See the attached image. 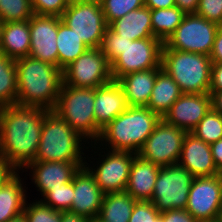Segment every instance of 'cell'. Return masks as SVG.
<instances>
[{"label": "cell", "mask_w": 222, "mask_h": 222, "mask_svg": "<svg viewBox=\"0 0 222 222\" xmlns=\"http://www.w3.org/2000/svg\"><path fill=\"white\" fill-rule=\"evenodd\" d=\"M197 222H216V220H212V221H197Z\"/></svg>", "instance_id": "cell-55"}, {"label": "cell", "mask_w": 222, "mask_h": 222, "mask_svg": "<svg viewBox=\"0 0 222 222\" xmlns=\"http://www.w3.org/2000/svg\"><path fill=\"white\" fill-rule=\"evenodd\" d=\"M33 14L31 0H0V20L3 23L26 21Z\"/></svg>", "instance_id": "cell-32"}, {"label": "cell", "mask_w": 222, "mask_h": 222, "mask_svg": "<svg viewBox=\"0 0 222 222\" xmlns=\"http://www.w3.org/2000/svg\"><path fill=\"white\" fill-rule=\"evenodd\" d=\"M160 166L135 155L130 168L126 192L137 201H150Z\"/></svg>", "instance_id": "cell-21"}, {"label": "cell", "mask_w": 222, "mask_h": 222, "mask_svg": "<svg viewBox=\"0 0 222 222\" xmlns=\"http://www.w3.org/2000/svg\"><path fill=\"white\" fill-rule=\"evenodd\" d=\"M176 6L186 15L197 12L199 0H175Z\"/></svg>", "instance_id": "cell-44"}, {"label": "cell", "mask_w": 222, "mask_h": 222, "mask_svg": "<svg viewBox=\"0 0 222 222\" xmlns=\"http://www.w3.org/2000/svg\"><path fill=\"white\" fill-rule=\"evenodd\" d=\"M162 67L128 73L117 80L123 88L128 106L146 107L151 97L157 73Z\"/></svg>", "instance_id": "cell-22"}, {"label": "cell", "mask_w": 222, "mask_h": 222, "mask_svg": "<svg viewBox=\"0 0 222 222\" xmlns=\"http://www.w3.org/2000/svg\"><path fill=\"white\" fill-rule=\"evenodd\" d=\"M212 108L222 114V91L214 92L211 95Z\"/></svg>", "instance_id": "cell-48"}, {"label": "cell", "mask_w": 222, "mask_h": 222, "mask_svg": "<svg viewBox=\"0 0 222 222\" xmlns=\"http://www.w3.org/2000/svg\"><path fill=\"white\" fill-rule=\"evenodd\" d=\"M160 119L147 107L129 106L101 130L98 142H95L94 146L99 144L97 148L101 150L110 149L137 154Z\"/></svg>", "instance_id": "cell-3"}, {"label": "cell", "mask_w": 222, "mask_h": 222, "mask_svg": "<svg viewBox=\"0 0 222 222\" xmlns=\"http://www.w3.org/2000/svg\"><path fill=\"white\" fill-rule=\"evenodd\" d=\"M124 46L125 37L118 35V33H115L109 26H107L99 49L105 54L110 63L121 54Z\"/></svg>", "instance_id": "cell-36"}, {"label": "cell", "mask_w": 222, "mask_h": 222, "mask_svg": "<svg viewBox=\"0 0 222 222\" xmlns=\"http://www.w3.org/2000/svg\"><path fill=\"white\" fill-rule=\"evenodd\" d=\"M163 45V42L156 37L133 41L125 38L123 51L111 62L113 80L117 81L131 72L162 67Z\"/></svg>", "instance_id": "cell-10"}, {"label": "cell", "mask_w": 222, "mask_h": 222, "mask_svg": "<svg viewBox=\"0 0 222 222\" xmlns=\"http://www.w3.org/2000/svg\"><path fill=\"white\" fill-rule=\"evenodd\" d=\"M56 44L58 48V67L61 70L75 61L89 48L70 27L61 21L59 16Z\"/></svg>", "instance_id": "cell-27"}, {"label": "cell", "mask_w": 222, "mask_h": 222, "mask_svg": "<svg viewBox=\"0 0 222 222\" xmlns=\"http://www.w3.org/2000/svg\"><path fill=\"white\" fill-rule=\"evenodd\" d=\"M99 153V157H102V159L98 160L99 165L96 164L97 166L94 165L92 167L90 166L92 164L85 161L84 166L94 176L95 182L100 190L104 194L125 191L129 180L130 168L136 154L133 152L108 149H106V151L104 150L105 154H103V151Z\"/></svg>", "instance_id": "cell-13"}, {"label": "cell", "mask_w": 222, "mask_h": 222, "mask_svg": "<svg viewBox=\"0 0 222 222\" xmlns=\"http://www.w3.org/2000/svg\"><path fill=\"white\" fill-rule=\"evenodd\" d=\"M191 133L208 144L222 139V114L211 107Z\"/></svg>", "instance_id": "cell-31"}, {"label": "cell", "mask_w": 222, "mask_h": 222, "mask_svg": "<svg viewBox=\"0 0 222 222\" xmlns=\"http://www.w3.org/2000/svg\"><path fill=\"white\" fill-rule=\"evenodd\" d=\"M184 16L177 6L151 10L153 36L164 43L175 32Z\"/></svg>", "instance_id": "cell-30"}, {"label": "cell", "mask_w": 222, "mask_h": 222, "mask_svg": "<svg viewBox=\"0 0 222 222\" xmlns=\"http://www.w3.org/2000/svg\"><path fill=\"white\" fill-rule=\"evenodd\" d=\"M162 69L179 85L182 93L209 94L210 56L181 50L162 49Z\"/></svg>", "instance_id": "cell-5"}, {"label": "cell", "mask_w": 222, "mask_h": 222, "mask_svg": "<svg viewBox=\"0 0 222 222\" xmlns=\"http://www.w3.org/2000/svg\"><path fill=\"white\" fill-rule=\"evenodd\" d=\"M186 133L160 119L137 155L160 167L178 164Z\"/></svg>", "instance_id": "cell-12"}, {"label": "cell", "mask_w": 222, "mask_h": 222, "mask_svg": "<svg viewBox=\"0 0 222 222\" xmlns=\"http://www.w3.org/2000/svg\"><path fill=\"white\" fill-rule=\"evenodd\" d=\"M178 164L194 177H212L218 170L213 161L210 144L191 132L185 135Z\"/></svg>", "instance_id": "cell-19"}, {"label": "cell", "mask_w": 222, "mask_h": 222, "mask_svg": "<svg viewBox=\"0 0 222 222\" xmlns=\"http://www.w3.org/2000/svg\"><path fill=\"white\" fill-rule=\"evenodd\" d=\"M145 6L151 10L176 6L175 0H145Z\"/></svg>", "instance_id": "cell-46"}, {"label": "cell", "mask_w": 222, "mask_h": 222, "mask_svg": "<svg viewBox=\"0 0 222 222\" xmlns=\"http://www.w3.org/2000/svg\"><path fill=\"white\" fill-rule=\"evenodd\" d=\"M29 20L3 23L0 52L10 58L29 56Z\"/></svg>", "instance_id": "cell-24"}, {"label": "cell", "mask_w": 222, "mask_h": 222, "mask_svg": "<svg viewBox=\"0 0 222 222\" xmlns=\"http://www.w3.org/2000/svg\"><path fill=\"white\" fill-rule=\"evenodd\" d=\"M115 33L129 40L150 38L153 36L151 9L143 6L130 11L108 25Z\"/></svg>", "instance_id": "cell-23"}, {"label": "cell", "mask_w": 222, "mask_h": 222, "mask_svg": "<svg viewBox=\"0 0 222 222\" xmlns=\"http://www.w3.org/2000/svg\"><path fill=\"white\" fill-rule=\"evenodd\" d=\"M45 109L18 104L0 108V158L22 171L35 160Z\"/></svg>", "instance_id": "cell-1"}, {"label": "cell", "mask_w": 222, "mask_h": 222, "mask_svg": "<svg viewBox=\"0 0 222 222\" xmlns=\"http://www.w3.org/2000/svg\"><path fill=\"white\" fill-rule=\"evenodd\" d=\"M89 222H104V221L97 216V217L90 218Z\"/></svg>", "instance_id": "cell-52"}, {"label": "cell", "mask_w": 222, "mask_h": 222, "mask_svg": "<svg viewBox=\"0 0 222 222\" xmlns=\"http://www.w3.org/2000/svg\"><path fill=\"white\" fill-rule=\"evenodd\" d=\"M222 204V192L216 176L194 177L186 210L197 221L216 220Z\"/></svg>", "instance_id": "cell-14"}, {"label": "cell", "mask_w": 222, "mask_h": 222, "mask_svg": "<svg viewBox=\"0 0 222 222\" xmlns=\"http://www.w3.org/2000/svg\"><path fill=\"white\" fill-rule=\"evenodd\" d=\"M17 104L54 110L63 83L62 70L30 56L16 59Z\"/></svg>", "instance_id": "cell-2"}, {"label": "cell", "mask_w": 222, "mask_h": 222, "mask_svg": "<svg viewBox=\"0 0 222 222\" xmlns=\"http://www.w3.org/2000/svg\"><path fill=\"white\" fill-rule=\"evenodd\" d=\"M27 222H61V211H57L41 200L26 203L23 210Z\"/></svg>", "instance_id": "cell-35"}, {"label": "cell", "mask_w": 222, "mask_h": 222, "mask_svg": "<svg viewBox=\"0 0 222 222\" xmlns=\"http://www.w3.org/2000/svg\"><path fill=\"white\" fill-rule=\"evenodd\" d=\"M194 176L179 164L160 167L150 200L159 213L185 209Z\"/></svg>", "instance_id": "cell-8"}, {"label": "cell", "mask_w": 222, "mask_h": 222, "mask_svg": "<svg viewBox=\"0 0 222 222\" xmlns=\"http://www.w3.org/2000/svg\"><path fill=\"white\" fill-rule=\"evenodd\" d=\"M155 222H164V221H163V218H162L161 216H159V217L155 220Z\"/></svg>", "instance_id": "cell-54"}, {"label": "cell", "mask_w": 222, "mask_h": 222, "mask_svg": "<svg viewBox=\"0 0 222 222\" xmlns=\"http://www.w3.org/2000/svg\"><path fill=\"white\" fill-rule=\"evenodd\" d=\"M210 59L212 63H222V24L218 26Z\"/></svg>", "instance_id": "cell-42"}, {"label": "cell", "mask_w": 222, "mask_h": 222, "mask_svg": "<svg viewBox=\"0 0 222 222\" xmlns=\"http://www.w3.org/2000/svg\"><path fill=\"white\" fill-rule=\"evenodd\" d=\"M222 91V63H212L209 95L214 92Z\"/></svg>", "instance_id": "cell-41"}, {"label": "cell", "mask_w": 222, "mask_h": 222, "mask_svg": "<svg viewBox=\"0 0 222 222\" xmlns=\"http://www.w3.org/2000/svg\"><path fill=\"white\" fill-rule=\"evenodd\" d=\"M128 107L123 88L117 81L95 88V125L100 132Z\"/></svg>", "instance_id": "cell-20"}, {"label": "cell", "mask_w": 222, "mask_h": 222, "mask_svg": "<svg viewBox=\"0 0 222 222\" xmlns=\"http://www.w3.org/2000/svg\"><path fill=\"white\" fill-rule=\"evenodd\" d=\"M7 222H27L25 215L22 213L14 218H11Z\"/></svg>", "instance_id": "cell-49"}, {"label": "cell", "mask_w": 222, "mask_h": 222, "mask_svg": "<svg viewBox=\"0 0 222 222\" xmlns=\"http://www.w3.org/2000/svg\"><path fill=\"white\" fill-rule=\"evenodd\" d=\"M94 103V88L72 87L62 83L53 110L89 143L90 139L91 146L97 142L101 133L95 125Z\"/></svg>", "instance_id": "cell-6"}, {"label": "cell", "mask_w": 222, "mask_h": 222, "mask_svg": "<svg viewBox=\"0 0 222 222\" xmlns=\"http://www.w3.org/2000/svg\"><path fill=\"white\" fill-rule=\"evenodd\" d=\"M182 94L179 85L164 69H161L157 73L151 97L146 107L162 119Z\"/></svg>", "instance_id": "cell-25"}, {"label": "cell", "mask_w": 222, "mask_h": 222, "mask_svg": "<svg viewBox=\"0 0 222 222\" xmlns=\"http://www.w3.org/2000/svg\"><path fill=\"white\" fill-rule=\"evenodd\" d=\"M107 25L130 11L145 6V0H99Z\"/></svg>", "instance_id": "cell-34"}, {"label": "cell", "mask_w": 222, "mask_h": 222, "mask_svg": "<svg viewBox=\"0 0 222 222\" xmlns=\"http://www.w3.org/2000/svg\"><path fill=\"white\" fill-rule=\"evenodd\" d=\"M164 222H197L186 209H174L160 213Z\"/></svg>", "instance_id": "cell-40"}, {"label": "cell", "mask_w": 222, "mask_h": 222, "mask_svg": "<svg viewBox=\"0 0 222 222\" xmlns=\"http://www.w3.org/2000/svg\"><path fill=\"white\" fill-rule=\"evenodd\" d=\"M2 28H3V22L0 20V48H1Z\"/></svg>", "instance_id": "cell-53"}, {"label": "cell", "mask_w": 222, "mask_h": 222, "mask_svg": "<svg viewBox=\"0 0 222 222\" xmlns=\"http://www.w3.org/2000/svg\"><path fill=\"white\" fill-rule=\"evenodd\" d=\"M216 222H222V204L219 208L218 215H217V218H216Z\"/></svg>", "instance_id": "cell-51"}, {"label": "cell", "mask_w": 222, "mask_h": 222, "mask_svg": "<svg viewBox=\"0 0 222 222\" xmlns=\"http://www.w3.org/2000/svg\"><path fill=\"white\" fill-rule=\"evenodd\" d=\"M86 143L89 144L57 113L45 110L41 138L34 161L85 162L88 155H85L83 150L89 148L86 147Z\"/></svg>", "instance_id": "cell-4"}, {"label": "cell", "mask_w": 222, "mask_h": 222, "mask_svg": "<svg viewBox=\"0 0 222 222\" xmlns=\"http://www.w3.org/2000/svg\"><path fill=\"white\" fill-rule=\"evenodd\" d=\"M29 29V56L58 67V16L33 14Z\"/></svg>", "instance_id": "cell-15"}, {"label": "cell", "mask_w": 222, "mask_h": 222, "mask_svg": "<svg viewBox=\"0 0 222 222\" xmlns=\"http://www.w3.org/2000/svg\"><path fill=\"white\" fill-rule=\"evenodd\" d=\"M63 84L97 88L113 80L111 63L99 48H88L62 70Z\"/></svg>", "instance_id": "cell-11"}, {"label": "cell", "mask_w": 222, "mask_h": 222, "mask_svg": "<svg viewBox=\"0 0 222 222\" xmlns=\"http://www.w3.org/2000/svg\"><path fill=\"white\" fill-rule=\"evenodd\" d=\"M85 162L33 161L24 169H30L32 182L44 197L52 188L71 182ZM32 171V172H31Z\"/></svg>", "instance_id": "cell-17"}, {"label": "cell", "mask_w": 222, "mask_h": 222, "mask_svg": "<svg viewBox=\"0 0 222 222\" xmlns=\"http://www.w3.org/2000/svg\"><path fill=\"white\" fill-rule=\"evenodd\" d=\"M74 198L70 212L87 218L99 216L104 193L94 176L82 166L73 177Z\"/></svg>", "instance_id": "cell-18"}, {"label": "cell", "mask_w": 222, "mask_h": 222, "mask_svg": "<svg viewBox=\"0 0 222 222\" xmlns=\"http://www.w3.org/2000/svg\"><path fill=\"white\" fill-rule=\"evenodd\" d=\"M219 181L221 192H222V168L218 169L215 175Z\"/></svg>", "instance_id": "cell-50"}, {"label": "cell", "mask_w": 222, "mask_h": 222, "mask_svg": "<svg viewBox=\"0 0 222 222\" xmlns=\"http://www.w3.org/2000/svg\"><path fill=\"white\" fill-rule=\"evenodd\" d=\"M18 171L7 161L0 158V188L9 181Z\"/></svg>", "instance_id": "cell-43"}, {"label": "cell", "mask_w": 222, "mask_h": 222, "mask_svg": "<svg viewBox=\"0 0 222 222\" xmlns=\"http://www.w3.org/2000/svg\"><path fill=\"white\" fill-rule=\"evenodd\" d=\"M89 48H99L107 23L99 0H70L60 16Z\"/></svg>", "instance_id": "cell-7"}, {"label": "cell", "mask_w": 222, "mask_h": 222, "mask_svg": "<svg viewBox=\"0 0 222 222\" xmlns=\"http://www.w3.org/2000/svg\"><path fill=\"white\" fill-rule=\"evenodd\" d=\"M212 157L217 169L222 168V139L210 144Z\"/></svg>", "instance_id": "cell-45"}, {"label": "cell", "mask_w": 222, "mask_h": 222, "mask_svg": "<svg viewBox=\"0 0 222 222\" xmlns=\"http://www.w3.org/2000/svg\"><path fill=\"white\" fill-rule=\"evenodd\" d=\"M16 60L0 52V108L17 104Z\"/></svg>", "instance_id": "cell-29"}, {"label": "cell", "mask_w": 222, "mask_h": 222, "mask_svg": "<svg viewBox=\"0 0 222 222\" xmlns=\"http://www.w3.org/2000/svg\"><path fill=\"white\" fill-rule=\"evenodd\" d=\"M218 24L200 15L186 14L162 49L181 50L210 56Z\"/></svg>", "instance_id": "cell-9"}, {"label": "cell", "mask_w": 222, "mask_h": 222, "mask_svg": "<svg viewBox=\"0 0 222 222\" xmlns=\"http://www.w3.org/2000/svg\"><path fill=\"white\" fill-rule=\"evenodd\" d=\"M159 216L151 201H136L129 222H155Z\"/></svg>", "instance_id": "cell-38"}, {"label": "cell", "mask_w": 222, "mask_h": 222, "mask_svg": "<svg viewBox=\"0 0 222 222\" xmlns=\"http://www.w3.org/2000/svg\"><path fill=\"white\" fill-rule=\"evenodd\" d=\"M136 201L126 191L104 194L98 217L104 222H129Z\"/></svg>", "instance_id": "cell-28"}, {"label": "cell", "mask_w": 222, "mask_h": 222, "mask_svg": "<svg viewBox=\"0 0 222 222\" xmlns=\"http://www.w3.org/2000/svg\"><path fill=\"white\" fill-rule=\"evenodd\" d=\"M211 107L209 94L183 93L162 119L170 125L191 132Z\"/></svg>", "instance_id": "cell-16"}, {"label": "cell", "mask_w": 222, "mask_h": 222, "mask_svg": "<svg viewBox=\"0 0 222 222\" xmlns=\"http://www.w3.org/2000/svg\"><path fill=\"white\" fill-rule=\"evenodd\" d=\"M34 14L61 16L70 0H31Z\"/></svg>", "instance_id": "cell-37"}, {"label": "cell", "mask_w": 222, "mask_h": 222, "mask_svg": "<svg viewBox=\"0 0 222 222\" xmlns=\"http://www.w3.org/2000/svg\"><path fill=\"white\" fill-rule=\"evenodd\" d=\"M19 174L18 171L0 188V222H7L11 218L22 214L25 208L27 191Z\"/></svg>", "instance_id": "cell-26"}, {"label": "cell", "mask_w": 222, "mask_h": 222, "mask_svg": "<svg viewBox=\"0 0 222 222\" xmlns=\"http://www.w3.org/2000/svg\"><path fill=\"white\" fill-rule=\"evenodd\" d=\"M61 222H89V218L67 211L61 212Z\"/></svg>", "instance_id": "cell-47"}, {"label": "cell", "mask_w": 222, "mask_h": 222, "mask_svg": "<svg viewBox=\"0 0 222 222\" xmlns=\"http://www.w3.org/2000/svg\"><path fill=\"white\" fill-rule=\"evenodd\" d=\"M196 14L218 25L222 24V0H199Z\"/></svg>", "instance_id": "cell-39"}, {"label": "cell", "mask_w": 222, "mask_h": 222, "mask_svg": "<svg viewBox=\"0 0 222 222\" xmlns=\"http://www.w3.org/2000/svg\"><path fill=\"white\" fill-rule=\"evenodd\" d=\"M74 189H73V179L71 182L66 184H61L60 187L52 188L44 197L40 200L51 208L67 212L71 210Z\"/></svg>", "instance_id": "cell-33"}]
</instances>
